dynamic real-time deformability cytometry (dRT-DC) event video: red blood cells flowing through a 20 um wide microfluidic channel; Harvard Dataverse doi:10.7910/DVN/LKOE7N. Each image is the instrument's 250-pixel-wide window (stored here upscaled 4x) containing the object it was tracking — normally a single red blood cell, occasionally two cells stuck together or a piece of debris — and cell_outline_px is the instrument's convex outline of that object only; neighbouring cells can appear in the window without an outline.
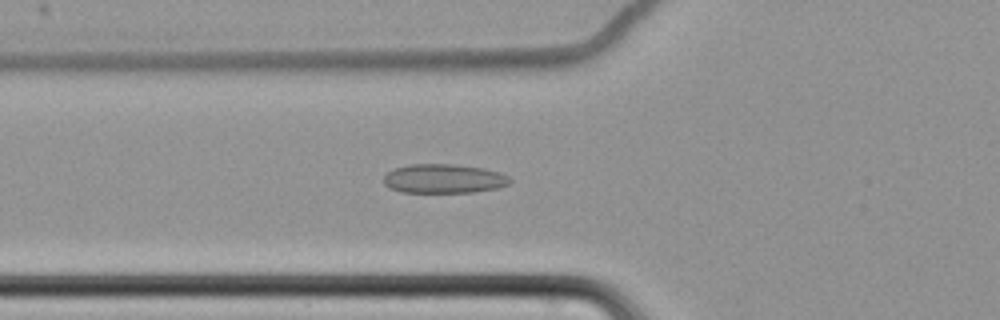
{"species": "common noctule bat (a hibernating species)", "species_latin": "Nyctalus noctula", "temperature_condition": "cold", "stored_images_in_passage": 56, "camera_frame_rate_fps": 3000, "um_per_image_px": 0.085, "animal": {"sex": "female", "body_mass_g": 22.7, "forearm_length_mm": 54.2}, "frame": {"image": 1, "passage_image": 22, "time_ms": 7.0, "image_size_px": [1000, 320], "cell_outline_px": [[512, 180], [508, 184], [500, 188], [472, 192], [400, 192], [388, 188], [384, 184], [384, 176], [388, 172], [396, 168], [412, 164], [456, 164], [484, 168], [500, 172], [508, 176]], "centroid_in_image_um": [37.74, 15.19], "position_along_channel_um": 88.1, "area_um2": 21.56}}
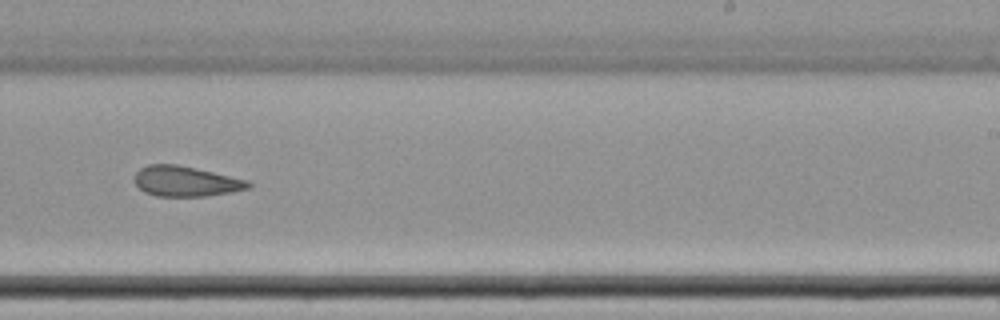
{"frame": {"image": 2, "passage_image": 38, "time_ms": 12.333, "image_size_px": [1000, 320], "cell_outline_px": [[252, 184], [248, 188], [232, 192], [208, 196], [156, 196], [144, 192], [136, 184], [136, 172], [140, 168], [148, 164], [176, 164], [248, 180]], "centroid_in_image_um": [15.79, 15.41], "position_along_channel_um": 273.2, "area_um2": 19.88}}
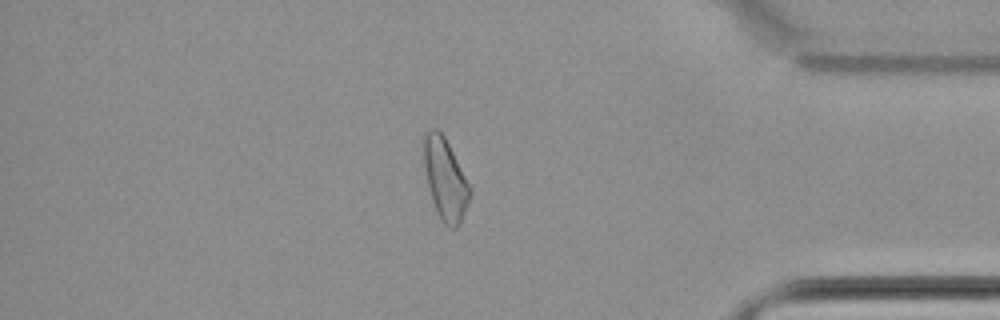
{"frame": {"image": 3, "passage_image": 51, "time_ms": 16.667, "image_size_px": [1000, 320], "cell_outline_px": [[472, 192], [460, 224], [456, 228], [448, 228], [440, 220], [432, 200], [428, 184], [424, 164], [424, 132], [432, 128], [436, 128], [444, 136], [472, 188]], "centroid_in_image_um": [37.86, 15.25], "position_along_channel_um": 397.3, "area_um2": 21.79}}